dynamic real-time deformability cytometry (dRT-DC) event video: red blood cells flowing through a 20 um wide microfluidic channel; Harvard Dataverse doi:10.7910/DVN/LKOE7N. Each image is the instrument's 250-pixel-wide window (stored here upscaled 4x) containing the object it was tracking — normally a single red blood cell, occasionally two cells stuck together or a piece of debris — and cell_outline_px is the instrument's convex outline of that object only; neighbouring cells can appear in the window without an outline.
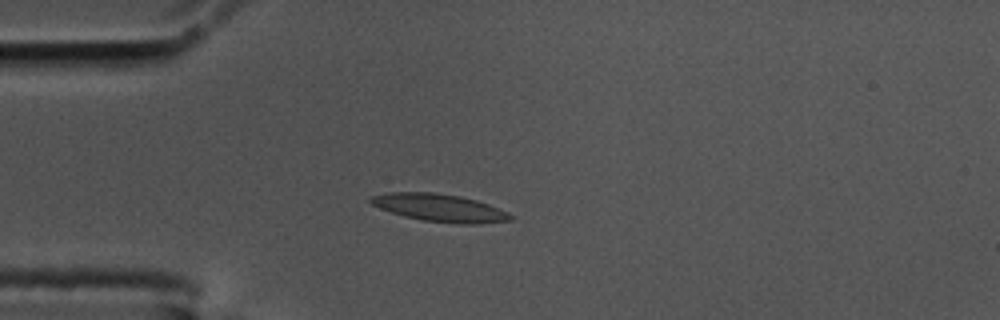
{"species": "common noctule bat (a hibernating species)", "species_latin": "Nyctalus noctula", "temperature_condition": "cold", "stored_images_in_passage": 44, "camera_frame_rate_fps": 3000, "um_per_image_px": 0.085, "animal": {"sex": "male", "body_mass_g": 17.5, "forearm_length_mm": 52.3}, "frame": {"image": 1, "passage_image": 1, "time_ms": 0.0, "image_size_px": [1000, 320], "cell_outline_px": [[512, 220], [480, 224], [460, 224], [424, 220], [404, 216], [380, 208], [372, 204], [368, 200], [368, 196], [388, 192], [436, 192], [460, 196], [476, 200], [488, 204], [508, 212], [512, 216]], "centroid_in_image_um": [37.36, 17.65], "position_along_channel_um": 47.6, "area_um2": 22.54}}
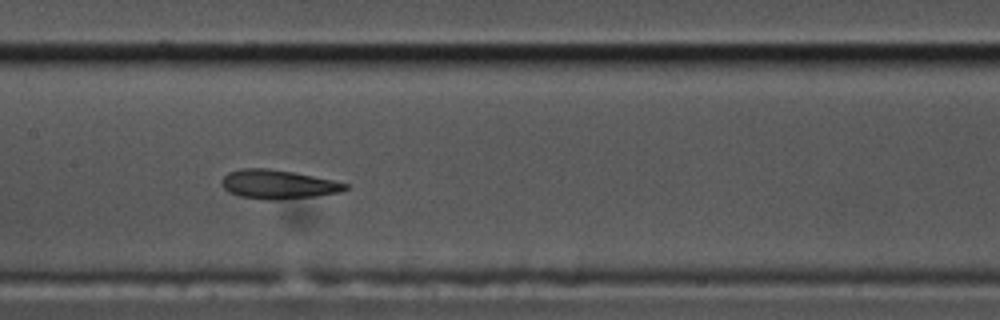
{"frame": {"image": 2, "passage_image": 14, "time_ms": 4.333, "image_size_px": [1000, 320], "cell_outline_px": [[348, 188], [340, 192], [316, 196], [276, 200], [268, 200], [240, 196], [228, 192], [220, 184], [220, 180], [228, 172], [240, 168], [268, 168], [292, 172], [332, 180], [348, 184]], "centroid_in_image_um": [23.58, 15.67], "position_along_channel_um": 183.8, "area_um2": 20.87}}
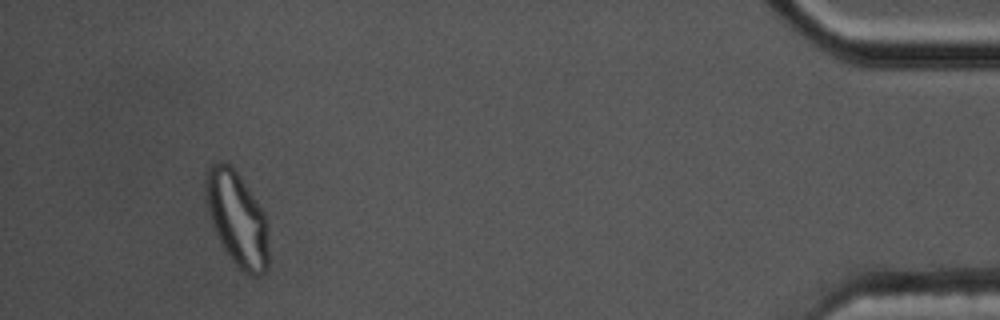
{"frame": {"image": 3, "passage_image": 40, "time_ms": 13.0, "image_size_px": [1000, 320], "cell_outline_px": [[268, 268], [260, 276], [248, 276], [232, 260], [224, 248], [212, 224], [208, 208], [208, 168], [216, 160], [224, 160], [236, 172], [256, 200], [264, 212], [268, 224]], "centroid_in_image_um": [20.22, 18.65], "position_along_channel_um": 415.0, "area_um2": 33.81}, "authors_computed_cell_mechanics": {"area_um2": 21.5594, "velocity_mm_per_s": 3.4574, "shape_relaxation_time_tau1_ms": 7.752, "shape_relaxation_time_tau2_ms": 1.1486, "deformation_change_tau1": 0.2328, "deformation_change_tau2": 0.0722}}